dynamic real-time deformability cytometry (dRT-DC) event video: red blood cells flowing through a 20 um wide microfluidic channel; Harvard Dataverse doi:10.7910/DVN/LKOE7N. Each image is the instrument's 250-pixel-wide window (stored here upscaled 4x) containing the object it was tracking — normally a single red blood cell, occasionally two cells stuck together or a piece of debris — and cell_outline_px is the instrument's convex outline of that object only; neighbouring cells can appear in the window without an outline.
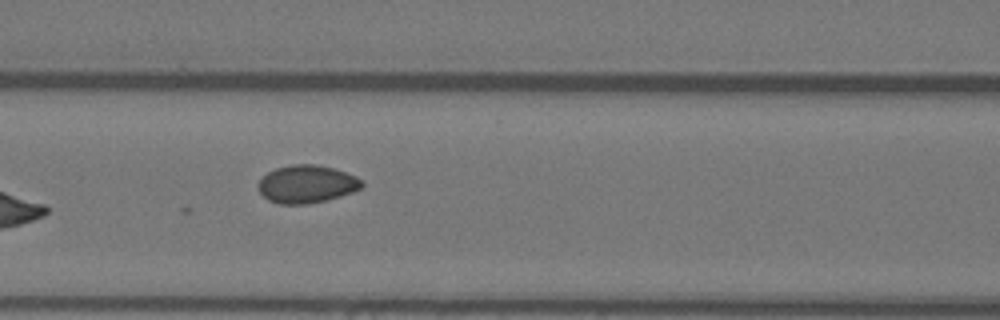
{"species": "Egyptian fruit bat (a non-hibernating species)", "species_latin": "Rousettus aegyptiacus", "temperature_condition": "warm", "stored_images_in_passage": 6, "camera_frame_rate_fps": 3000, "um_per_image_px": 0.085, "animal": {"sex": "female"}, "frame": {"image": 1, "passage_image": 6, "time_ms": 1.667, "image_size_px": [1000, 320], "cell_outline_px": [[364, 184], [360, 188], [352, 192], [328, 200], [308, 204], [280, 204], [268, 200], [260, 192], [256, 184], [268, 172], [276, 168], [292, 164], [316, 164], [332, 168], [356, 176], [364, 180]], "centroid_in_image_um": [26.07, 15.65], "position_along_channel_um": 140.5, "area_um2": 22.89}}